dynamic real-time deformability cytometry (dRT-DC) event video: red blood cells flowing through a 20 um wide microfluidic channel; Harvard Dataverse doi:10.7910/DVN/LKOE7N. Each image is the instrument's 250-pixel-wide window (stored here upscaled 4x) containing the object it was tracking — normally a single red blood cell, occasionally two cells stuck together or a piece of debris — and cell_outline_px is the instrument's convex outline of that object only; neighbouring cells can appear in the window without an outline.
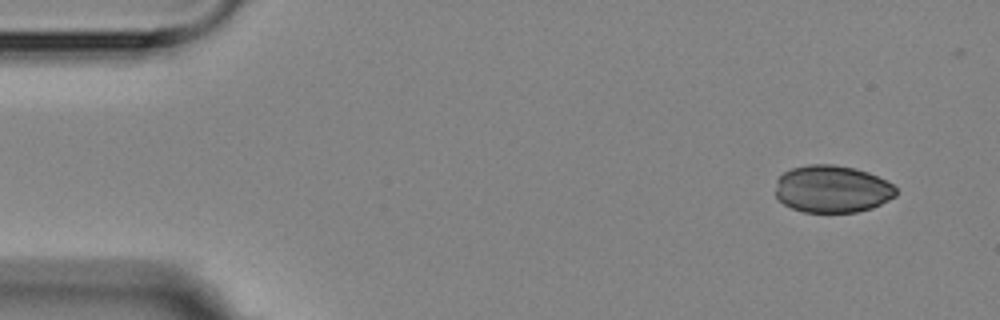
{"species": "Egyptian fruit bat (a non-hibernating species)", "species_latin": "Rousettus aegyptiacus", "temperature_condition": "room temperature", "stored_images_in_passage": 4, "camera_frame_rate_fps": 3000, "um_per_image_px": 0.085, "animal": {"sex": "female"}, "frame": {"image": 1, "passage_image": 1, "time_ms": 0.0, "image_size_px": [1000, 320], "cell_outline_px": [[896, 196], [872, 208], [856, 212], [804, 212], [792, 208], [784, 204], [776, 196], [776, 180], [784, 172], [792, 168], [808, 164], [832, 164], [856, 168], [868, 172], [892, 184], [896, 188]], "centroid_in_image_um": [70.72, 16.06], "position_along_channel_um": 14.3, "area_um2": 33.23}}